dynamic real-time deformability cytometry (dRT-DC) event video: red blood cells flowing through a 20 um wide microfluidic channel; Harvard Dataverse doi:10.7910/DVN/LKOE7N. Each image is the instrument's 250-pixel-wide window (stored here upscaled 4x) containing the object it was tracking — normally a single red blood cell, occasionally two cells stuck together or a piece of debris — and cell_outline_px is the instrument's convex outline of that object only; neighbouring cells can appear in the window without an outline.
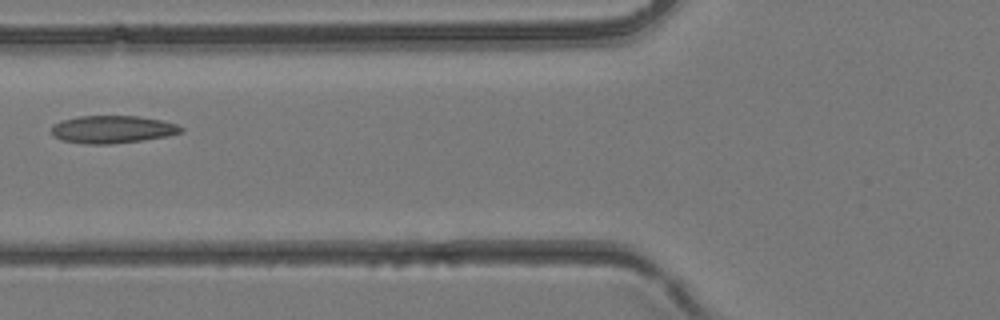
{"species": "common noctule bat (a hibernating species)", "species_latin": "Nyctalus noctula", "temperature_condition": "room temperature", "stored_images_in_passage": 4, "camera_frame_rate_fps": 3000, "um_per_image_px": 0.085, "animal": {"sex": "female", "body_mass_g": 24.6, "forearm_length_mm": 56.2}, "frame": {"image": 1, "passage_image": 4, "time_ms": 1.0, "image_size_px": [1000, 320], "cell_outline_px": [[184, 132], [168, 136], [144, 140], [112, 144], [84, 144], [60, 140], [52, 136], [52, 124], [64, 120], [80, 116], [136, 116], [164, 120], [176, 124], [184, 128]], "centroid_in_image_um": [9.58, 11.01], "position_along_channel_um": 116.2, "area_um2": 21.1}}